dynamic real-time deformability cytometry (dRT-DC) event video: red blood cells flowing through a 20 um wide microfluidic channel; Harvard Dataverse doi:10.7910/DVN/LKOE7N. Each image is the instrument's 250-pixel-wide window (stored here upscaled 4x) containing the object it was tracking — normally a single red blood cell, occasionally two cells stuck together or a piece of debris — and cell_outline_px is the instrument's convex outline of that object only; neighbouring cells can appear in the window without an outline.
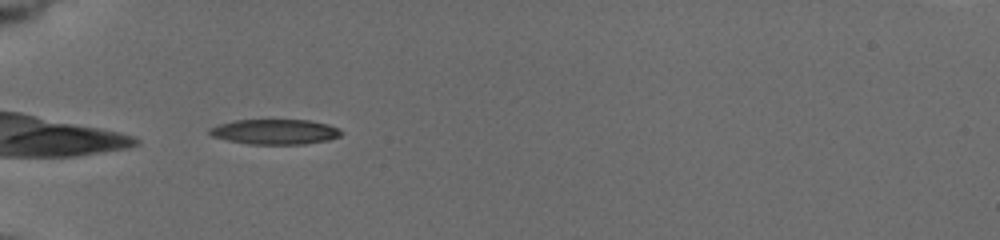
{"species": "common noctule bat (a hibernating species)", "species_latin": "Nyctalus noctula", "temperature_condition": "cold", "stored_images_in_passage": 6, "camera_frame_rate_fps": 3000, "um_per_image_px": 0.085, "animal": {"sex": "female", "body_mass_g": 19.5, "forearm_length_mm": 54.1}, "frame": {"image": 1, "passage_image": 2, "time_ms": 0.333, "image_size_px": [1000, 240], "cell_outline_px": [[344, 132], [340, 136], [328, 140], [304, 144], [248, 144], [228, 140], [212, 136], [208, 132], [208, 128], [220, 124], [236, 120], [308, 120], [328, 124]], "centroid_in_image_um": [23.37, 11.2], "position_along_channel_um": 61.6, "area_um2": 19.19}}
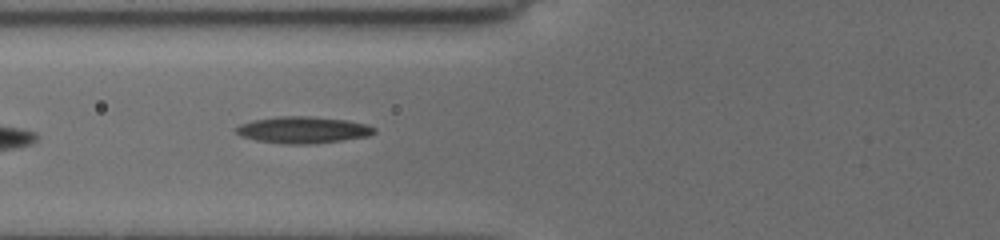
{"frame": {"image": 2, "passage_image": 6, "time_ms": 1.667, "image_size_px": [1000, 240], "cell_outline_px": [[376, 132], [368, 136], [312, 144], [280, 144], [256, 140], [240, 136], [236, 132], [236, 128], [240, 124], [252, 120], [280, 116], [308, 116], [348, 120], [368, 124], [376, 128]], "centroid_in_image_um": [25.75, 11.04], "position_along_channel_um": 100.0, "area_um2": 21.56}}